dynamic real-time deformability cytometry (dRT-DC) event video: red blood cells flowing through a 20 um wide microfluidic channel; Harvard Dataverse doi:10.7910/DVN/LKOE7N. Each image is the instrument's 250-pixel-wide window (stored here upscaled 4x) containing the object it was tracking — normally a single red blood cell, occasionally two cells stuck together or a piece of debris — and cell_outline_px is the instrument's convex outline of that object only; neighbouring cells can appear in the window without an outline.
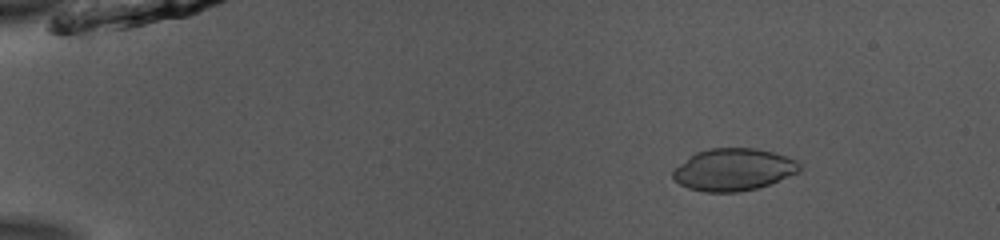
{"species": "common noctule bat (a hibernating species)", "species_latin": "Nyctalus noctula", "temperature_condition": "room temperature", "stored_images_in_passage": 52, "camera_frame_rate_fps": 3000, "um_per_image_px": 0.085, "animal": {"sex": "male", "body_mass_g": 13.0, "forearm_length_mm": 53.1}, "frame": {"image": 1, "passage_image": 8, "time_ms": 2.333, "image_size_px": [1000, 240], "cell_outline_px": [[804, 164], [800, 172], [768, 184], [756, 188], [740, 192], [704, 192], [688, 188], [680, 184], [672, 176], [672, 172], [680, 164], [696, 152], [708, 148], [756, 148], [804, 160]], "centroid_in_image_um": [62.43, 14.4], "position_along_channel_um": 22.6, "area_um2": 31.44}}
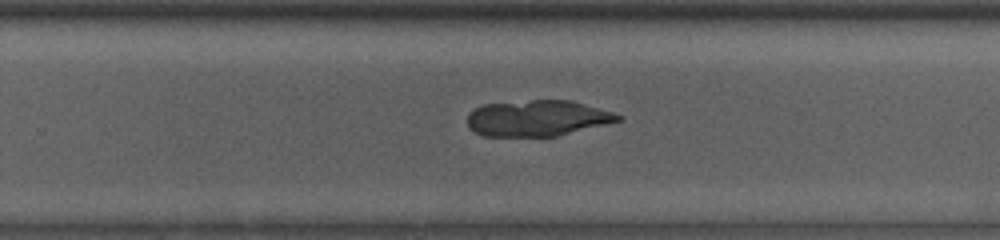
{"frame": {"image": 2, "passage_image": 35, "time_ms": 11.333, "image_size_px": [1000, 240], "cell_outline_px": [[624, 120], [556, 136], [484, 136], [468, 128], [468, 112], [484, 104], [532, 100], [572, 100], [612, 112], [624, 116]], "centroid_in_image_um": [45.7, 10.04], "position_along_channel_um": 284.1, "area_um2": 31.62}}